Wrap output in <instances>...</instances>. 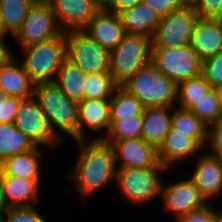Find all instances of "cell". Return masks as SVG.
Wrapping results in <instances>:
<instances>
[{
  "label": "cell",
  "instance_id": "cell-31",
  "mask_svg": "<svg viewBox=\"0 0 222 222\" xmlns=\"http://www.w3.org/2000/svg\"><path fill=\"white\" fill-rule=\"evenodd\" d=\"M119 86L110 72L87 74L85 99L110 100Z\"/></svg>",
  "mask_w": 222,
  "mask_h": 222
},
{
  "label": "cell",
  "instance_id": "cell-29",
  "mask_svg": "<svg viewBox=\"0 0 222 222\" xmlns=\"http://www.w3.org/2000/svg\"><path fill=\"white\" fill-rule=\"evenodd\" d=\"M211 89L212 86L202 73L199 76L180 82L178 84L176 105L183 109H190Z\"/></svg>",
  "mask_w": 222,
  "mask_h": 222
},
{
  "label": "cell",
  "instance_id": "cell-13",
  "mask_svg": "<svg viewBox=\"0 0 222 222\" xmlns=\"http://www.w3.org/2000/svg\"><path fill=\"white\" fill-rule=\"evenodd\" d=\"M105 142L112 145L117 168H148L160 163L157 147L142 138Z\"/></svg>",
  "mask_w": 222,
  "mask_h": 222
},
{
  "label": "cell",
  "instance_id": "cell-19",
  "mask_svg": "<svg viewBox=\"0 0 222 222\" xmlns=\"http://www.w3.org/2000/svg\"><path fill=\"white\" fill-rule=\"evenodd\" d=\"M8 207L34 206L38 201L42 179H26L5 174L0 169Z\"/></svg>",
  "mask_w": 222,
  "mask_h": 222
},
{
  "label": "cell",
  "instance_id": "cell-2",
  "mask_svg": "<svg viewBox=\"0 0 222 222\" xmlns=\"http://www.w3.org/2000/svg\"><path fill=\"white\" fill-rule=\"evenodd\" d=\"M33 96L47 117L51 130L61 141L64 134L73 140H79L77 101L66 96L54 82L35 84ZM62 133L64 134L61 135Z\"/></svg>",
  "mask_w": 222,
  "mask_h": 222
},
{
  "label": "cell",
  "instance_id": "cell-42",
  "mask_svg": "<svg viewBox=\"0 0 222 222\" xmlns=\"http://www.w3.org/2000/svg\"><path fill=\"white\" fill-rule=\"evenodd\" d=\"M15 55L10 50L5 40H0V69L10 61Z\"/></svg>",
  "mask_w": 222,
  "mask_h": 222
},
{
  "label": "cell",
  "instance_id": "cell-49",
  "mask_svg": "<svg viewBox=\"0 0 222 222\" xmlns=\"http://www.w3.org/2000/svg\"><path fill=\"white\" fill-rule=\"evenodd\" d=\"M6 93L4 92V90L0 87V100L2 97H5Z\"/></svg>",
  "mask_w": 222,
  "mask_h": 222
},
{
  "label": "cell",
  "instance_id": "cell-22",
  "mask_svg": "<svg viewBox=\"0 0 222 222\" xmlns=\"http://www.w3.org/2000/svg\"><path fill=\"white\" fill-rule=\"evenodd\" d=\"M16 55L0 69V87L7 96L27 99L33 96L35 83Z\"/></svg>",
  "mask_w": 222,
  "mask_h": 222
},
{
  "label": "cell",
  "instance_id": "cell-43",
  "mask_svg": "<svg viewBox=\"0 0 222 222\" xmlns=\"http://www.w3.org/2000/svg\"><path fill=\"white\" fill-rule=\"evenodd\" d=\"M8 205L4 195V188L2 184V178L0 176V220L2 219L4 213L8 210Z\"/></svg>",
  "mask_w": 222,
  "mask_h": 222
},
{
  "label": "cell",
  "instance_id": "cell-28",
  "mask_svg": "<svg viewBox=\"0 0 222 222\" xmlns=\"http://www.w3.org/2000/svg\"><path fill=\"white\" fill-rule=\"evenodd\" d=\"M144 108L135 96L119 86L110 99V120L143 115Z\"/></svg>",
  "mask_w": 222,
  "mask_h": 222
},
{
  "label": "cell",
  "instance_id": "cell-9",
  "mask_svg": "<svg viewBox=\"0 0 222 222\" xmlns=\"http://www.w3.org/2000/svg\"><path fill=\"white\" fill-rule=\"evenodd\" d=\"M63 32L50 4L37 0L29 9L21 27L12 36L21 48L50 40Z\"/></svg>",
  "mask_w": 222,
  "mask_h": 222
},
{
  "label": "cell",
  "instance_id": "cell-48",
  "mask_svg": "<svg viewBox=\"0 0 222 222\" xmlns=\"http://www.w3.org/2000/svg\"><path fill=\"white\" fill-rule=\"evenodd\" d=\"M215 89L217 91L218 98H219L220 105H221V109H222V86L218 87V88H215Z\"/></svg>",
  "mask_w": 222,
  "mask_h": 222
},
{
  "label": "cell",
  "instance_id": "cell-6",
  "mask_svg": "<svg viewBox=\"0 0 222 222\" xmlns=\"http://www.w3.org/2000/svg\"><path fill=\"white\" fill-rule=\"evenodd\" d=\"M152 38L127 34L122 42L110 51V73L121 86L140 69L151 63Z\"/></svg>",
  "mask_w": 222,
  "mask_h": 222
},
{
  "label": "cell",
  "instance_id": "cell-50",
  "mask_svg": "<svg viewBox=\"0 0 222 222\" xmlns=\"http://www.w3.org/2000/svg\"><path fill=\"white\" fill-rule=\"evenodd\" d=\"M213 222H222V213Z\"/></svg>",
  "mask_w": 222,
  "mask_h": 222
},
{
  "label": "cell",
  "instance_id": "cell-38",
  "mask_svg": "<svg viewBox=\"0 0 222 222\" xmlns=\"http://www.w3.org/2000/svg\"><path fill=\"white\" fill-rule=\"evenodd\" d=\"M207 152L222 160V119L208 126Z\"/></svg>",
  "mask_w": 222,
  "mask_h": 222
},
{
  "label": "cell",
  "instance_id": "cell-45",
  "mask_svg": "<svg viewBox=\"0 0 222 222\" xmlns=\"http://www.w3.org/2000/svg\"><path fill=\"white\" fill-rule=\"evenodd\" d=\"M180 1H181V4L184 7H192V8H194L199 0H180Z\"/></svg>",
  "mask_w": 222,
  "mask_h": 222
},
{
  "label": "cell",
  "instance_id": "cell-39",
  "mask_svg": "<svg viewBox=\"0 0 222 222\" xmlns=\"http://www.w3.org/2000/svg\"><path fill=\"white\" fill-rule=\"evenodd\" d=\"M149 5L160 17L167 16L175 10L184 8L180 0H141Z\"/></svg>",
  "mask_w": 222,
  "mask_h": 222
},
{
  "label": "cell",
  "instance_id": "cell-32",
  "mask_svg": "<svg viewBox=\"0 0 222 222\" xmlns=\"http://www.w3.org/2000/svg\"><path fill=\"white\" fill-rule=\"evenodd\" d=\"M143 115H137L120 120H111V126L104 141H123L141 138Z\"/></svg>",
  "mask_w": 222,
  "mask_h": 222
},
{
  "label": "cell",
  "instance_id": "cell-25",
  "mask_svg": "<svg viewBox=\"0 0 222 222\" xmlns=\"http://www.w3.org/2000/svg\"><path fill=\"white\" fill-rule=\"evenodd\" d=\"M86 76L76 64L66 58L54 83L70 99L80 102L85 99Z\"/></svg>",
  "mask_w": 222,
  "mask_h": 222
},
{
  "label": "cell",
  "instance_id": "cell-21",
  "mask_svg": "<svg viewBox=\"0 0 222 222\" xmlns=\"http://www.w3.org/2000/svg\"><path fill=\"white\" fill-rule=\"evenodd\" d=\"M157 149L159 162L170 169L174 163L196 155L202 147L188 134L176 133L171 128Z\"/></svg>",
  "mask_w": 222,
  "mask_h": 222
},
{
  "label": "cell",
  "instance_id": "cell-15",
  "mask_svg": "<svg viewBox=\"0 0 222 222\" xmlns=\"http://www.w3.org/2000/svg\"><path fill=\"white\" fill-rule=\"evenodd\" d=\"M102 47L116 48L127 35L117 13L101 8L83 29Z\"/></svg>",
  "mask_w": 222,
  "mask_h": 222
},
{
  "label": "cell",
  "instance_id": "cell-11",
  "mask_svg": "<svg viewBox=\"0 0 222 222\" xmlns=\"http://www.w3.org/2000/svg\"><path fill=\"white\" fill-rule=\"evenodd\" d=\"M14 124L36 147L43 145L55 148L61 142L51 130L47 117L34 96L22 101Z\"/></svg>",
  "mask_w": 222,
  "mask_h": 222
},
{
  "label": "cell",
  "instance_id": "cell-8",
  "mask_svg": "<svg viewBox=\"0 0 222 222\" xmlns=\"http://www.w3.org/2000/svg\"><path fill=\"white\" fill-rule=\"evenodd\" d=\"M67 59L76 64L86 75L110 72V51L84 30L66 32Z\"/></svg>",
  "mask_w": 222,
  "mask_h": 222
},
{
  "label": "cell",
  "instance_id": "cell-44",
  "mask_svg": "<svg viewBox=\"0 0 222 222\" xmlns=\"http://www.w3.org/2000/svg\"><path fill=\"white\" fill-rule=\"evenodd\" d=\"M7 34H10V33L6 30L4 26L1 12H0V40H5L4 38L7 37Z\"/></svg>",
  "mask_w": 222,
  "mask_h": 222
},
{
  "label": "cell",
  "instance_id": "cell-34",
  "mask_svg": "<svg viewBox=\"0 0 222 222\" xmlns=\"http://www.w3.org/2000/svg\"><path fill=\"white\" fill-rule=\"evenodd\" d=\"M1 222H48L34 206L10 207Z\"/></svg>",
  "mask_w": 222,
  "mask_h": 222
},
{
  "label": "cell",
  "instance_id": "cell-17",
  "mask_svg": "<svg viewBox=\"0 0 222 222\" xmlns=\"http://www.w3.org/2000/svg\"><path fill=\"white\" fill-rule=\"evenodd\" d=\"M79 104V140L89 139L86 136V127L89 131L98 132L104 128L107 132L99 134L91 139H103L109 132L110 120V100L84 99Z\"/></svg>",
  "mask_w": 222,
  "mask_h": 222
},
{
  "label": "cell",
  "instance_id": "cell-37",
  "mask_svg": "<svg viewBox=\"0 0 222 222\" xmlns=\"http://www.w3.org/2000/svg\"><path fill=\"white\" fill-rule=\"evenodd\" d=\"M222 210L212 209L211 203H206L203 207L189 212L186 215L179 217L177 222H213Z\"/></svg>",
  "mask_w": 222,
  "mask_h": 222
},
{
  "label": "cell",
  "instance_id": "cell-16",
  "mask_svg": "<svg viewBox=\"0 0 222 222\" xmlns=\"http://www.w3.org/2000/svg\"><path fill=\"white\" fill-rule=\"evenodd\" d=\"M191 179L198 186L201 196L209 200L221 196L222 191V160L209 153H204L196 160Z\"/></svg>",
  "mask_w": 222,
  "mask_h": 222
},
{
  "label": "cell",
  "instance_id": "cell-33",
  "mask_svg": "<svg viewBox=\"0 0 222 222\" xmlns=\"http://www.w3.org/2000/svg\"><path fill=\"white\" fill-rule=\"evenodd\" d=\"M190 110L207 126L220 121L222 109L216 89L212 88Z\"/></svg>",
  "mask_w": 222,
  "mask_h": 222
},
{
  "label": "cell",
  "instance_id": "cell-40",
  "mask_svg": "<svg viewBox=\"0 0 222 222\" xmlns=\"http://www.w3.org/2000/svg\"><path fill=\"white\" fill-rule=\"evenodd\" d=\"M221 4L222 0H199L194 9L198 17L213 18Z\"/></svg>",
  "mask_w": 222,
  "mask_h": 222
},
{
  "label": "cell",
  "instance_id": "cell-12",
  "mask_svg": "<svg viewBox=\"0 0 222 222\" xmlns=\"http://www.w3.org/2000/svg\"><path fill=\"white\" fill-rule=\"evenodd\" d=\"M161 199L164 209L174 214L176 220L207 203L191 178L170 184L163 183Z\"/></svg>",
  "mask_w": 222,
  "mask_h": 222
},
{
  "label": "cell",
  "instance_id": "cell-7",
  "mask_svg": "<svg viewBox=\"0 0 222 222\" xmlns=\"http://www.w3.org/2000/svg\"><path fill=\"white\" fill-rule=\"evenodd\" d=\"M151 63L177 85L199 76L203 65L191 44L178 48L152 47Z\"/></svg>",
  "mask_w": 222,
  "mask_h": 222
},
{
  "label": "cell",
  "instance_id": "cell-46",
  "mask_svg": "<svg viewBox=\"0 0 222 222\" xmlns=\"http://www.w3.org/2000/svg\"><path fill=\"white\" fill-rule=\"evenodd\" d=\"M213 19L222 25V4Z\"/></svg>",
  "mask_w": 222,
  "mask_h": 222
},
{
  "label": "cell",
  "instance_id": "cell-3",
  "mask_svg": "<svg viewBox=\"0 0 222 222\" xmlns=\"http://www.w3.org/2000/svg\"><path fill=\"white\" fill-rule=\"evenodd\" d=\"M144 107H174L178 85L162 74L152 63L137 71L121 85Z\"/></svg>",
  "mask_w": 222,
  "mask_h": 222
},
{
  "label": "cell",
  "instance_id": "cell-26",
  "mask_svg": "<svg viewBox=\"0 0 222 222\" xmlns=\"http://www.w3.org/2000/svg\"><path fill=\"white\" fill-rule=\"evenodd\" d=\"M176 133L188 134L202 148L207 146L208 126L190 109L173 107L172 127Z\"/></svg>",
  "mask_w": 222,
  "mask_h": 222
},
{
  "label": "cell",
  "instance_id": "cell-47",
  "mask_svg": "<svg viewBox=\"0 0 222 222\" xmlns=\"http://www.w3.org/2000/svg\"><path fill=\"white\" fill-rule=\"evenodd\" d=\"M112 0H96V3L101 7L105 8Z\"/></svg>",
  "mask_w": 222,
  "mask_h": 222
},
{
  "label": "cell",
  "instance_id": "cell-18",
  "mask_svg": "<svg viewBox=\"0 0 222 222\" xmlns=\"http://www.w3.org/2000/svg\"><path fill=\"white\" fill-rule=\"evenodd\" d=\"M191 45L202 61L217 55L222 51V25L213 18L199 17L194 25Z\"/></svg>",
  "mask_w": 222,
  "mask_h": 222
},
{
  "label": "cell",
  "instance_id": "cell-20",
  "mask_svg": "<svg viewBox=\"0 0 222 222\" xmlns=\"http://www.w3.org/2000/svg\"><path fill=\"white\" fill-rule=\"evenodd\" d=\"M117 14L127 34L144 35L151 38L161 21L160 15L142 1Z\"/></svg>",
  "mask_w": 222,
  "mask_h": 222
},
{
  "label": "cell",
  "instance_id": "cell-30",
  "mask_svg": "<svg viewBox=\"0 0 222 222\" xmlns=\"http://www.w3.org/2000/svg\"><path fill=\"white\" fill-rule=\"evenodd\" d=\"M37 0H0V12L6 30L12 34L21 27L29 9Z\"/></svg>",
  "mask_w": 222,
  "mask_h": 222
},
{
  "label": "cell",
  "instance_id": "cell-41",
  "mask_svg": "<svg viewBox=\"0 0 222 222\" xmlns=\"http://www.w3.org/2000/svg\"><path fill=\"white\" fill-rule=\"evenodd\" d=\"M141 0H112L105 9L114 13L135 6Z\"/></svg>",
  "mask_w": 222,
  "mask_h": 222
},
{
  "label": "cell",
  "instance_id": "cell-5",
  "mask_svg": "<svg viewBox=\"0 0 222 222\" xmlns=\"http://www.w3.org/2000/svg\"><path fill=\"white\" fill-rule=\"evenodd\" d=\"M169 169L159 163L148 168H117L116 182L120 194L125 201L135 204H145L161 197L162 178L161 173Z\"/></svg>",
  "mask_w": 222,
  "mask_h": 222
},
{
  "label": "cell",
  "instance_id": "cell-27",
  "mask_svg": "<svg viewBox=\"0 0 222 222\" xmlns=\"http://www.w3.org/2000/svg\"><path fill=\"white\" fill-rule=\"evenodd\" d=\"M34 148L36 146L14 123H0V164L8 157Z\"/></svg>",
  "mask_w": 222,
  "mask_h": 222
},
{
  "label": "cell",
  "instance_id": "cell-35",
  "mask_svg": "<svg viewBox=\"0 0 222 222\" xmlns=\"http://www.w3.org/2000/svg\"><path fill=\"white\" fill-rule=\"evenodd\" d=\"M202 74L212 88L222 86V51L203 61Z\"/></svg>",
  "mask_w": 222,
  "mask_h": 222
},
{
  "label": "cell",
  "instance_id": "cell-24",
  "mask_svg": "<svg viewBox=\"0 0 222 222\" xmlns=\"http://www.w3.org/2000/svg\"><path fill=\"white\" fill-rule=\"evenodd\" d=\"M41 154L40 147H36L28 152L8 157L0 164V169L5 174L15 177L42 179Z\"/></svg>",
  "mask_w": 222,
  "mask_h": 222
},
{
  "label": "cell",
  "instance_id": "cell-4",
  "mask_svg": "<svg viewBox=\"0 0 222 222\" xmlns=\"http://www.w3.org/2000/svg\"><path fill=\"white\" fill-rule=\"evenodd\" d=\"M22 49L25 56L21 63L31 80L35 84L54 82L67 58L66 32L63 31L57 37Z\"/></svg>",
  "mask_w": 222,
  "mask_h": 222
},
{
  "label": "cell",
  "instance_id": "cell-23",
  "mask_svg": "<svg viewBox=\"0 0 222 222\" xmlns=\"http://www.w3.org/2000/svg\"><path fill=\"white\" fill-rule=\"evenodd\" d=\"M172 114L171 107L144 108L141 138L158 148L171 130Z\"/></svg>",
  "mask_w": 222,
  "mask_h": 222
},
{
  "label": "cell",
  "instance_id": "cell-36",
  "mask_svg": "<svg viewBox=\"0 0 222 222\" xmlns=\"http://www.w3.org/2000/svg\"><path fill=\"white\" fill-rule=\"evenodd\" d=\"M23 100L17 96L2 97L0 100V123H14Z\"/></svg>",
  "mask_w": 222,
  "mask_h": 222
},
{
  "label": "cell",
  "instance_id": "cell-10",
  "mask_svg": "<svg viewBox=\"0 0 222 222\" xmlns=\"http://www.w3.org/2000/svg\"><path fill=\"white\" fill-rule=\"evenodd\" d=\"M198 14L192 7L172 11L161 21L152 37V47L178 48L191 44Z\"/></svg>",
  "mask_w": 222,
  "mask_h": 222
},
{
  "label": "cell",
  "instance_id": "cell-14",
  "mask_svg": "<svg viewBox=\"0 0 222 222\" xmlns=\"http://www.w3.org/2000/svg\"><path fill=\"white\" fill-rule=\"evenodd\" d=\"M64 32L83 30L101 9L96 0H46Z\"/></svg>",
  "mask_w": 222,
  "mask_h": 222
},
{
  "label": "cell",
  "instance_id": "cell-1",
  "mask_svg": "<svg viewBox=\"0 0 222 222\" xmlns=\"http://www.w3.org/2000/svg\"><path fill=\"white\" fill-rule=\"evenodd\" d=\"M79 156L69 178L75 183L81 198L116 182V162L112 145L103 139L75 140Z\"/></svg>",
  "mask_w": 222,
  "mask_h": 222
}]
</instances>
